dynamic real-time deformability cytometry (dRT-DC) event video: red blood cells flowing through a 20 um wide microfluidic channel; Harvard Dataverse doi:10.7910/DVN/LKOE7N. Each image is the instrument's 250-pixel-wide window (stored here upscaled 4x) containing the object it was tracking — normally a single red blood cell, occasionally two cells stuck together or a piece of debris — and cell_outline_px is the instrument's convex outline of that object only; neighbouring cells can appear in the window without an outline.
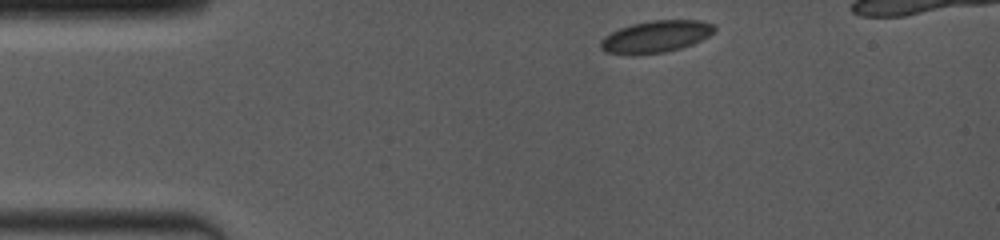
{"species": "common noctule bat (a hibernating species)", "species_latin": "Nyctalus noctula", "temperature_condition": "room temperature", "stored_images_in_passage": 29, "camera_frame_rate_fps": 4000, "um_per_image_px": 0.085, "animal": {"sex": "female", "body_mass_g": 19.0, "forearm_length_mm": 53.3}, "frame": {"image": 1, "passage_image": 1, "time_ms": 0.0, "image_size_px": [1000, 240], "cell_outline_px": [[716, 28], [708, 36], [692, 44], [680, 48], [664, 52], [608, 52], [600, 48], [600, 40], [604, 36], [620, 28], [632, 24], [652, 20], [704, 20], [712, 24]], "centroid_in_image_um": [55.79, 3.06], "position_along_channel_um": 29.2, "area_um2": 20.4}}
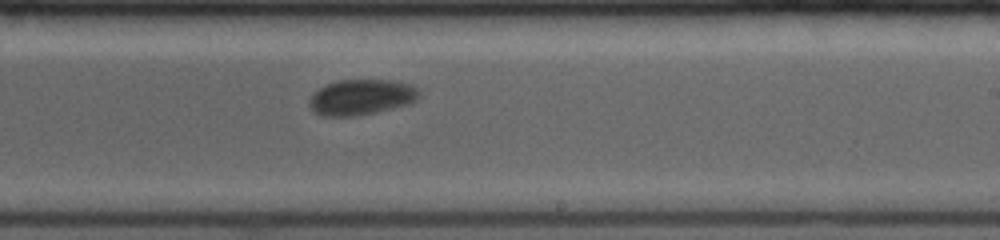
{"frame": {"image": 2, "passage_image": 16, "time_ms": 7.25, "image_size_px": [1000, 240], "cell_outline_px": [[420, 96], [416, 100], [408, 104], [376, 112], [352, 116], [320, 116], [312, 112], [308, 104], [308, 100], [312, 92], [336, 80], [392, 80], [412, 84], [420, 92]], "centroid_in_image_um": [30.67, 8.26], "position_along_channel_um": 258.3, "area_um2": 23.0}}
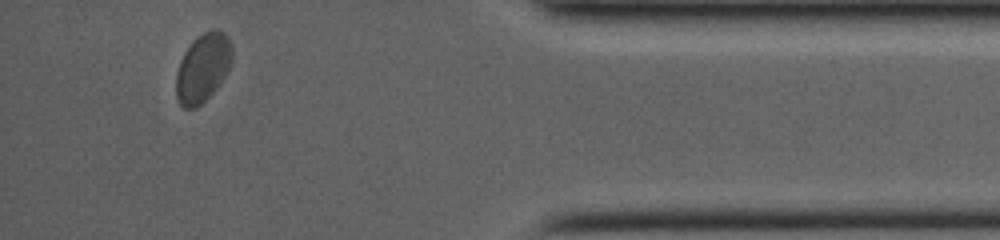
{"frame": {"image": 3, "passage_image": 28, "time_ms": 12.0, "image_size_px": [1000, 240], "cell_outline_px": [[232, 60], [228, 72], [220, 84], [196, 108], [184, 108], [180, 104], [176, 96], [176, 72], [180, 60], [184, 52], [196, 36], [212, 28], [216, 28], [224, 32], [228, 36], [232, 48]], "centroid_in_image_um": [17.25, 5.73], "position_along_channel_um": 418.0, "area_um2": 22.6}}